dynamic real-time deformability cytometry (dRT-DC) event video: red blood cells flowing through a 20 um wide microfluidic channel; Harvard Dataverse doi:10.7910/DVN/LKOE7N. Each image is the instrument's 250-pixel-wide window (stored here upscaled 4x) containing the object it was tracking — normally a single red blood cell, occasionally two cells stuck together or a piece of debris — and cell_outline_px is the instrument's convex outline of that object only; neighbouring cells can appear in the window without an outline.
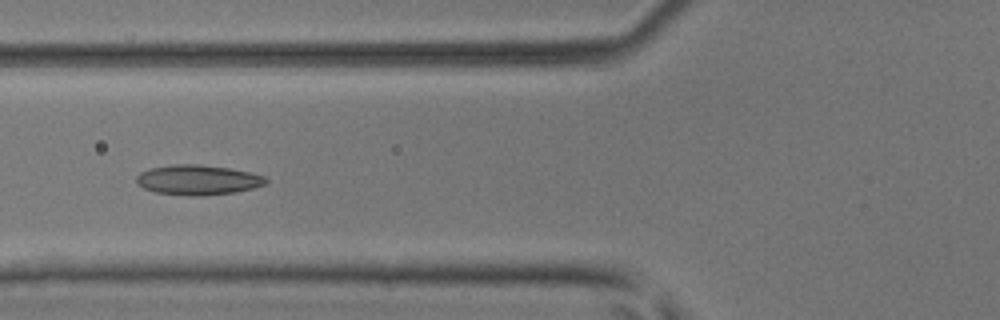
{"species": "common noctule bat (a hibernating species)", "species_latin": "Nyctalus noctula", "temperature_condition": "room temperature", "stored_images_in_passage": 34, "camera_frame_rate_fps": 3000, "um_per_image_px": 0.085, "animal": {"sex": "male", "body_mass_g": 17.9, "forearm_length_mm": 54.2}, "frame": {"image": 1, "passage_image": 4, "time_ms": 1.0, "image_size_px": [1000, 320], "cell_outline_px": [[268, 184], [236, 192], [204, 196], [188, 196], [156, 192], [144, 188], [136, 184], [136, 176], [140, 172], [152, 168], [172, 164], [200, 164], [228, 168], [248, 172], [264, 176], [268, 180]], "centroid_in_image_um": [16.81, 15.3], "position_along_channel_um": 109.0, "area_um2": 22.72}}
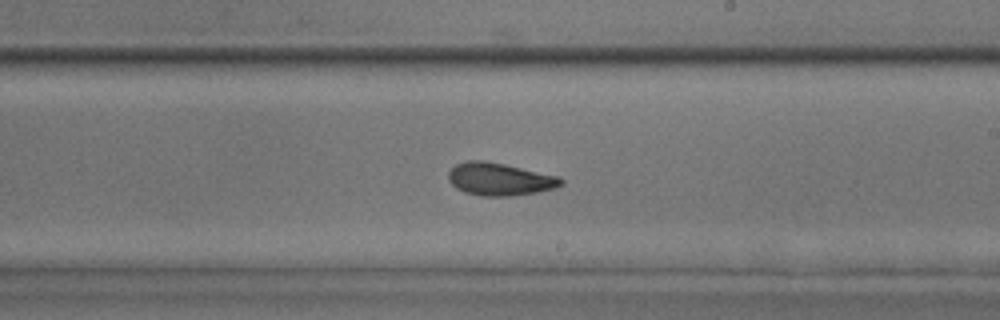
{"frame": {"image": 2, "passage_image": 14, "time_ms": 4.333, "image_size_px": [1000, 320], "cell_outline_px": [[564, 184], [556, 188], [536, 192], [512, 196], [480, 196], [464, 192], [456, 188], [448, 180], [448, 172], [456, 164], [468, 160], [484, 160], [504, 164], [560, 176], [564, 180]], "centroid_in_image_um": [42.48, 15.23], "position_along_channel_um": 246.5, "area_um2": 21.62}}
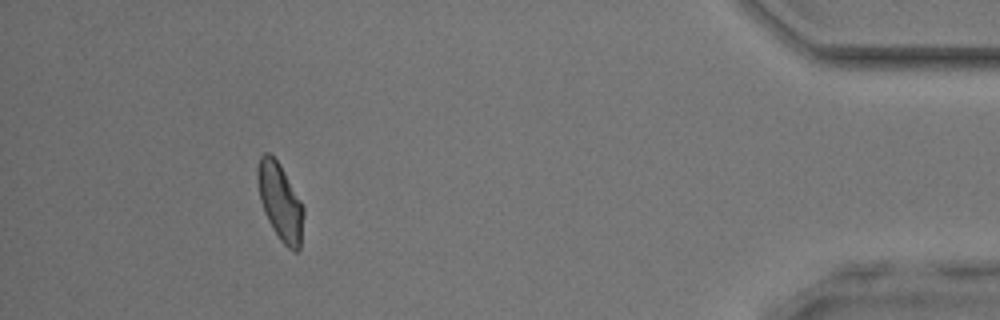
{"frame": {"image": 3, "passage_image": 30, "time_ms": 9.667, "image_size_px": [1000, 320], "cell_outline_px": [[304, 216], [300, 248], [296, 252], [292, 252], [280, 240], [272, 228], [264, 212], [260, 200], [256, 176], [256, 172], [260, 156], [264, 152], [268, 152], [280, 164], [300, 200], [304, 208]], "centroid_in_image_um": [23.81, 17.17], "position_along_channel_um": 411.4, "area_um2": 20.69}, "authors_computed_cell_mechanics": {"area_um2": 21.0392, "velocity_mm_per_s": 4.1435, "shape_relaxation_time_tau1_ms": 6.3053, "shape_relaxation_time_tau2_ms": 2.0028, "deformation_change_tau1": 0.1404, "deformation_change_tau2": 0.0893}}